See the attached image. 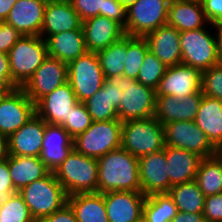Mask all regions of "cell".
Returning <instances> with one entry per match:
<instances>
[{
	"label": "cell",
	"instance_id": "obj_1",
	"mask_svg": "<svg viewBox=\"0 0 222 222\" xmlns=\"http://www.w3.org/2000/svg\"><path fill=\"white\" fill-rule=\"evenodd\" d=\"M97 192H141L138 157L123 148L109 151L97 159Z\"/></svg>",
	"mask_w": 222,
	"mask_h": 222
},
{
	"label": "cell",
	"instance_id": "obj_2",
	"mask_svg": "<svg viewBox=\"0 0 222 222\" xmlns=\"http://www.w3.org/2000/svg\"><path fill=\"white\" fill-rule=\"evenodd\" d=\"M53 173L67 196L97 192V158L85 156L73 149Z\"/></svg>",
	"mask_w": 222,
	"mask_h": 222
},
{
	"label": "cell",
	"instance_id": "obj_3",
	"mask_svg": "<svg viewBox=\"0 0 222 222\" xmlns=\"http://www.w3.org/2000/svg\"><path fill=\"white\" fill-rule=\"evenodd\" d=\"M164 125L154 116L122 122L121 148L135 157L163 150Z\"/></svg>",
	"mask_w": 222,
	"mask_h": 222
},
{
	"label": "cell",
	"instance_id": "obj_4",
	"mask_svg": "<svg viewBox=\"0 0 222 222\" xmlns=\"http://www.w3.org/2000/svg\"><path fill=\"white\" fill-rule=\"evenodd\" d=\"M181 64L201 72L220 63L213 24L180 32Z\"/></svg>",
	"mask_w": 222,
	"mask_h": 222
},
{
	"label": "cell",
	"instance_id": "obj_5",
	"mask_svg": "<svg viewBox=\"0 0 222 222\" xmlns=\"http://www.w3.org/2000/svg\"><path fill=\"white\" fill-rule=\"evenodd\" d=\"M34 220L49 216L67 203V194L53 172L18 191Z\"/></svg>",
	"mask_w": 222,
	"mask_h": 222
},
{
	"label": "cell",
	"instance_id": "obj_6",
	"mask_svg": "<svg viewBox=\"0 0 222 222\" xmlns=\"http://www.w3.org/2000/svg\"><path fill=\"white\" fill-rule=\"evenodd\" d=\"M12 82L21 88L48 57L45 39L23 36L8 52Z\"/></svg>",
	"mask_w": 222,
	"mask_h": 222
},
{
	"label": "cell",
	"instance_id": "obj_7",
	"mask_svg": "<svg viewBox=\"0 0 222 222\" xmlns=\"http://www.w3.org/2000/svg\"><path fill=\"white\" fill-rule=\"evenodd\" d=\"M114 86L123 90L118 117L121 122L154 116L156 91L126 76L111 78Z\"/></svg>",
	"mask_w": 222,
	"mask_h": 222
},
{
	"label": "cell",
	"instance_id": "obj_8",
	"mask_svg": "<svg viewBox=\"0 0 222 222\" xmlns=\"http://www.w3.org/2000/svg\"><path fill=\"white\" fill-rule=\"evenodd\" d=\"M122 122L93 121L85 132L73 138V148L85 156L99 158L121 147Z\"/></svg>",
	"mask_w": 222,
	"mask_h": 222
},
{
	"label": "cell",
	"instance_id": "obj_9",
	"mask_svg": "<svg viewBox=\"0 0 222 222\" xmlns=\"http://www.w3.org/2000/svg\"><path fill=\"white\" fill-rule=\"evenodd\" d=\"M68 79L77 101L85 102L102 88L105 77L96 52L87 51L67 64Z\"/></svg>",
	"mask_w": 222,
	"mask_h": 222
},
{
	"label": "cell",
	"instance_id": "obj_10",
	"mask_svg": "<svg viewBox=\"0 0 222 222\" xmlns=\"http://www.w3.org/2000/svg\"><path fill=\"white\" fill-rule=\"evenodd\" d=\"M169 2L170 0H137L127 8L125 35L144 37L167 24Z\"/></svg>",
	"mask_w": 222,
	"mask_h": 222
},
{
	"label": "cell",
	"instance_id": "obj_11",
	"mask_svg": "<svg viewBox=\"0 0 222 222\" xmlns=\"http://www.w3.org/2000/svg\"><path fill=\"white\" fill-rule=\"evenodd\" d=\"M165 145L197 153L202 158L217 154V149L195 121H173L164 124Z\"/></svg>",
	"mask_w": 222,
	"mask_h": 222
},
{
	"label": "cell",
	"instance_id": "obj_12",
	"mask_svg": "<svg viewBox=\"0 0 222 222\" xmlns=\"http://www.w3.org/2000/svg\"><path fill=\"white\" fill-rule=\"evenodd\" d=\"M67 79V63L48 56L21 89L36 104L42 97L65 84Z\"/></svg>",
	"mask_w": 222,
	"mask_h": 222
},
{
	"label": "cell",
	"instance_id": "obj_13",
	"mask_svg": "<svg viewBox=\"0 0 222 222\" xmlns=\"http://www.w3.org/2000/svg\"><path fill=\"white\" fill-rule=\"evenodd\" d=\"M156 96L173 95L178 99L202 91V72L192 66H168L155 90Z\"/></svg>",
	"mask_w": 222,
	"mask_h": 222
},
{
	"label": "cell",
	"instance_id": "obj_14",
	"mask_svg": "<svg viewBox=\"0 0 222 222\" xmlns=\"http://www.w3.org/2000/svg\"><path fill=\"white\" fill-rule=\"evenodd\" d=\"M35 113V103L21 88H15L0 99V134L9 138Z\"/></svg>",
	"mask_w": 222,
	"mask_h": 222
},
{
	"label": "cell",
	"instance_id": "obj_15",
	"mask_svg": "<svg viewBox=\"0 0 222 222\" xmlns=\"http://www.w3.org/2000/svg\"><path fill=\"white\" fill-rule=\"evenodd\" d=\"M141 192L145 195L168 193L171 189L166 168L165 147L163 150L138 158Z\"/></svg>",
	"mask_w": 222,
	"mask_h": 222
},
{
	"label": "cell",
	"instance_id": "obj_16",
	"mask_svg": "<svg viewBox=\"0 0 222 222\" xmlns=\"http://www.w3.org/2000/svg\"><path fill=\"white\" fill-rule=\"evenodd\" d=\"M76 95L71 85L66 82L51 93L42 97L35 104V112L46 123L63 126L70 114L71 108L77 103Z\"/></svg>",
	"mask_w": 222,
	"mask_h": 222
},
{
	"label": "cell",
	"instance_id": "obj_17",
	"mask_svg": "<svg viewBox=\"0 0 222 222\" xmlns=\"http://www.w3.org/2000/svg\"><path fill=\"white\" fill-rule=\"evenodd\" d=\"M203 92L178 99L173 95L156 96L154 117L163 125L173 121H195Z\"/></svg>",
	"mask_w": 222,
	"mask_h": 222
},
{
	"label": "cell",
	"instance_id": "obj_18",
	"mask_svg": "<svg viewBox=\"0 0 222 222\" xmlns=\"http://www.w3.org/2000/svg\"><path fill=\"white\" fill-rule=\"evenodd\" d=\"M103 196L109 222H136L143 215L142 192L111 191Z\"/></svg>",
	"mask_w": 222,
	"mask_h": 222
},
{
	"label": "cell",
	"instance_id": "obj_19",
	"mask_svg": "<svg viewBox=\"0 0 222 222\" xmlns=\"http://www.w3.org/2000/svg\"><path fill=\"white\" fill-rule=\"evenodd\" d=\"M73 149V138L61 125L46 123L39 158L51 172Z\"/></svg>",
	"mask_w": 222,
	"mask_h": 222
},
{
	"label": "cell",
	"instance_id": "obj_20",
	"mask_svg": "<svg viewBox=\"0 0 222 222\" xmlns=\"http://www.w3.org/2000/svg\"><path fill=\"white\" fill-rule=\"evenodd\" d=\"M46 4L44 0H17L5 22L23 36H40Z\"/></svg>",
	"mask_w": 222,
	"mask_h": 222
},
{
	"label": "cell",
	"instance_id": "obj_21",
	"mask_svg": "<svg viewBox=\"0 0 222 222\" xmlns=\"http://www.w3.org/2000/svg\"><path fill=\"white\" fill-rule=\"evenodd\" d=\"M46 122L36 113L8 138L9 155L39 157Z\"/></svg>",
	"mask_w": 222,
	"mask_h": 222
},
{
	"label": "cell",
	"instance_id": "obj_22",
	"mask_svg": "<svg viewBox=\"0 0 222 222\" xmlns=\"http://www.w3.org/2000/svg\"><path fill=\"white\" fill-rule=\"evenodd\" d=\"M88 51L98 52L125 36L124 28L116 21L98 15L82 22Z\"/></svg>",
	"mask_w": 222,
	"mask_h": 222
},
{
	"label": "cell",
	"instance_id": "obj_23",
	"mask_svg": "<svg viewBox=\"0 0 222 222\" xmlns=\"http://www.w3.org/2000/svg\"><path fill=\"white\" fill-rule=\"evenodd\" d=\"M149 51L167 67L181 64L180 31L168 24L144 36Z\"/></svg>",
	"mask_w": 222,
	"mask_h": 222
},
{
	"label": "cell",
	"instance_id": "obj_24",
	"mask_svg": "<svg viewBox=\"0 0 222 222\" xmlns=\"http://www.w3.org/2000/svg\"><path fill=\"white\" fill-rule=\"evenodd\" d=\"M83 29L78 13L71 1L50 2L46 4L44 21L40 36L45 39L53 34Z\"/></svg>",
	"mask_w": 222,
	"mask_h": 222
},
{
	"label": "cell",
	"instance_id": "obj_25",
	"mask_svg": "<svg viewBox=\"0 0 222 222\" xmlns=\"http://www.w3.org/2000/svg\"><path fill=\"white\" fill-rule=\"evenodd\" d=\"M123 90L114 86L111 79H105L102 88L83 102L92 121H110L119 119L118 111Z\"/></svg>",
	"mask_w": 222,
	"mask_h": 222
},
{
	"label": "cell",
	"instance_id": "obj_26",
	"mask_svg": "<svg viewBox=\"0 0 222 222\" xmlns=\"http://www.w3.org/2000/svg\"><path fill=\"white\" fill-rule=\"evenodd\" d=\"M167 24L183 32L204 28L210 23L200 0H170Z\"/></svg>",
	"mask_w": 222,
	"mask_h": 222
},
{
	"label": "cell",
	"instance_id": "obj_27",
	"mask_svg": "<svg viewBox=\"0 0 222 222\" xmlns=\"http://www.w3.org/2000/svg\"><path fill=\"white\" fill-rule=\"evenodd\" d=\"M166 168L171 186L195 180L201 160L197 153L165 145Z\"/></svg>",
	"mask_w": 222,
	"mask_h": 222
},
{
	"label": "cell",
	"instance_id": "obj_28",
	"mask_svg": "<svg viewBox=\"0 0 222 222\" xmlns=\"http://www.w3.org/2000/svg\"><path fill=\"white\" fill-rule=\"evenodd\" d=\"M45 42L47 55L67 64L88 51L83 29L53 34L46 37Z\"/></svg>",
	"mask_w": 222,
	"mask_h": 222
},
{
	"label": "cell",
	"instance_id": "obj_29",
	"mask_svg": "<svg viewBox=\"0 0 222 222\" xmlns=\"http://www.w3.org/2000/svg\"><path fill=\"white\" fill-rule=\"evenodd\" d=\"M195 122L218 150L222 145V101L203 94Z\"/></svg>",
	"mask_w": 222,
	"mask_h": 222
},
{
	"label": "cell",
	"instance_id": "obj_30",
	"mask_svg": "<svg viewBox=\"0 0 222 222\" xmlns=\"http://www.w3.org/2000/svg\"><path fill=\"white\" fill-rule=\"evenodd\" d=\"M8 168L14 189L18 192L24 186L46 177L51 171L39 157L9 155Z\"/></svg>",
	"mask_w": 222,
	"mask_h": 222
},
{
	"label": "cell",
	"instance_id": "obj_31",
	"mask_svg": "<svg viewBox=\"0 0 222 222\" xmlns=\"http://www.w3.org/2000/svg\"><path fill=\"white\" fill-rule=\"evenodd\" d=\"M77 222H109L103 193H79L68 196Z\"/></svg>",
	"mask_w": 222,
	"mask_h": 222
},
{
	"label": "cell",
	"instance_id": "obj_32",
	"mask_svg": "<svg viewBox=\"0 0 222 222\" xmlns=\"http://www.w3.org/2000/svg\"><path fill=\"white\" fill-rule=\"evenodd\" d=\"M195 181L205 197L222 193V157L218 153L201 160Z\"/></svg>",
	"mask_w": 222,
	"mask_h": 222
},
{
	"label": "cell",
	"instance_id": "obj_33",
	"mask_svg": "<svg viewBox=\"0 0 222 222\" xmlns=\"http://www.w3.org/2000/svg\"><path fill=\"white\" fill-rule=\"evenodd\" d=\"M168 193L179 212L203 213L205 195L195 180L174 185Z\"/></svg>",
	"mask_w": 222,
	"mask_h": 222
},
{
	"label": "cell",
	"instance_id": "obj_34",
	"mask_svg": "<svg viewBox=\"0 0 222 222\" xmlns=\"http://www.w3.org/2000/svg\"><path fill=\"white\" fill-rule=\"evenodd\" d=\"M105 79L124 76L125 54H127V35L107 48L96 52Z\"/></svg>",
	"mask_w": 222,
	"mask_h": 222
},
{
	"label": "cell",
	"instance_id": "obj_35",
	"mask_svg": "<svg viewBox=\"0 0 222 222\" xmlns=\"http://www.w3.org/2000/svg\"><path fill=\"white\" fill-rule=\"evenodd\" d=\"M178 210L169 193H155L146 196L143 216L149 222H171Z\"/></svg>",
	"mask_w": 222,
	"mask_h": 222
},
{
	"label": "cell",
	"instance_id": "obj_36",
	"mask_svg": "<svg viewBox=\"0 0 222 222\" xmlns=\"http://www.w3.org/2000/svg\"><path fill=\"white\" fill-rule=\"evenodd\" d=\"M149 51L145 37L127 35V54H125L124 76L134 80L138 77L144 56Z\"/></svg>",
	"mask_w": 222,
	"mask_h": 222
},
{
	"label": "cell",
	"instance_id": "obj_37",
	"mask_svg": "<svg viewBox=\"0 0 222 222\" xmlns=\"http://www.w3.org/2000/svg\"><path fill=\"white\" fill-rule=\"evenodd\" d=\"M0 222H35L27 204L17 192L0 203Z\"/></svg>",
	"mask_w": 222,
	"mask_h": 222
},
{
	"label": "cell",
	"instance_id": "obj_38",
	"mask_svg": "<svg viewBox=\"0 0 222 222\" xmlns=\"http://www.w3.org/2000/svg\"><path fill=\"white\" fill-rule=\"evenodd\" d=\"M167 66L162 63L153 53L148 51L138 72L137 81L144 86L157 89L159 81L165 74Z\"/></svg>",
	"mask_w": 222,
	"mask_h": 222
},
{
	"label": "cell",
	"instance_id": "obj_39",
	"mask_svg": "<svg viewBox=\"0 0 222 222\" xmlns=\"http://www.w3.org/2000/svg\"><path fill=\"white\" fill-rule=\"evenodd\" d=\"M92 119L84 103L77 102L70 111L66 123L62 126L72 138L86 131Z\"/></svg>",
	"mask_w": 222,
	"mask_h": 222
},
{
	"label": "cell",
	"instance_id": "obj_40",
	"mask_svg": "<svg viewBox=\"0 0 222 222\" xmlns=\"http://www.w3.org/2000/svg\"><path fill=\"white\" fill-rule=\"evenodd\" d=\"M202 92L208 97L222 101V64L202 72Z\"/></svg>",
	"mask_w": 222,
	"mask_h": 222
},
{
	"label": "cell",
	"instance_id": "obj_41",
	"mask_svg": "<svg viewBox=\"0 0 222 222\" xmlns=\"http://www.w3.org/2000/svg\"><path fill=\"white\" fill-rule=\"evenodd\" d=\"M73 9L78 13L81 21L104 16L105 0H70Z\"/></svg>",
	"mask_w": 222,
	"mask_h": 222
},
{
	"label": "cell",
	"instance_id": "obj_42",
	"mask_svg": "<svg viewBox=\"0 0 222 222\" xmlns=\"http://www.w3.org/2000/svg\"><path fill=\"white\" fill-rule=\"evenodd\" d=\"M203 215L206 222H222V193L205 197Z\"/></svg>",
	"mask_w": 222,
	"mask_h": 222
},
{
	"label": "cell",
	"instance_id": "obj_43",
	"mask_svg": "<svg viewBox=\"0 0 222 222\" xmlns=\"http://www.w3.org/2000/svg\"><path fill=\"white\" fill-rule=\"evenodd\" d=\"M23 35L16 30L12 25H9L5 21L0 22V52L6 53L15 45V43Z\"/></svg>",
	"mask_w": 222,
	"mask_h": 222
},
{
	"label": "cell",
	"instance_id": "obj_44",
	"mask_svg": "<svg viewBox=\"0 0 222 222\" xmlns=\"http://www.w3.org/2000/svg\"><path fill=\"white\" fill-rule=\"evenodd\" d=\"M104 17L116 21L125 28L127 21V9L118 0H105Z\"/></svg>",
	"mask_w": 222,
	"mask_h": 222
},
{
	"label": "cell",
	"instance_id": "obj_45",
	"mask_svg": "<svg viewBox=\"0 0 222 222\" xmlns=\"http://www.w3.org/2000/svg\"><path fill=\"white\" fill-rule=\"evenodd\" d=\"M17 193L14 189L8 168V159L0 162V203L5 202L12 194Z\"/></svg>",
	"mask_w": 222,
	"mask_h": 222
},
{
	"label": "cell",
	"instance_id": "obj_46",
	"mask_svg": "<svg viewBox=\"0 0 222 222\" xmlns=\"http://www.w3.org/2000/svg\"><path fill=\"white\" fill-rule=\"evenodd\" d=\"M200 2L210 24L222 21V0H200Z\"/></svg>",
	"mask_w": 222,
	"mask_h": 222
},
{
	"label": "cell",
	"instance_id": "obj_47",
	"mask_svg": "<svg viewBox=\"0 0 222 222\" xmlns=\"http://www.w3.org/2000/svg\"><path fill=\"white\" fill-rule=\"evenodd\" d=\"M35 222H77L75 213L71 206L66 203L61 209L53 214L39 218Z\"/></svg>",
	"mask_w": 222,
	"mask_h": 222
},
{
	"label": "cell",
	"instance_id": "obj_48",
	"mask_svg": "<svg viewBox=\"0 0 222 222\" xmlns=\"http://www.w3.org/2000/svg\"><path fill=\"white\" fill-rule=\"evenodd\" d=\"M0 84H3L10 92L16 88V86L12 82L9 56L8 54L1 52H0Z\"/></svg>",
	"mask_w": 222,
	"mask_h": 222
},
{
	"label": "cell",
	"instance_id": "obj_49",
	"mask_svg": "<svg viewBox=\"0 0 222 222\" xmlns=\"http://www.w3.org/2000/svg\"><path fill=\"white\" fill-rule=\"evenodd\" d=\"M171 222H206L203 213L177 212Z\"/></svg>",
	"mask_w": 222,
	"mask_h": 222
},
{
	"label": "cell",
	"instance_id": "obj_50",
	"mask_svg": "<svg viewBox=\"0 0 222 222\" xmlns=\"http://www.w3.org/2000/svg\"><path fill=\"white\" fill-rule=\"evenodd\" d=\"M16 2L17 0H0V22L6 20L10 10Z\"/></svg>",
	"mask_w": 222,
	"mask_h": 222
},
{
	"label": "cell",
	"instance_id": "obj_51",
	"mask_svg": "<svg viewBox=\"0 0 222 222\" xmlns=\"http://www.w3.org/2000/svg\"><path fill=\"white\" fill-rule=\"evenodd\" d=\"M213 28L216 35L219 61L222 64V21H218L213 24Z\"/></svg>",
	"mask_w": 222,
	"mask_h": 222
},
{
	"label": "cell",
	"instance_id": "obj_52",
	"mask_svg": "<svg viewBox=\"0 0 222 222\" xmlns=\"http://www.w3.org/2000/svg\"><path fill=\"white\" fill-rule=\"evenodd\" d=\"M9 157L8 138L0 134V162L7 160Z\"/></svg>",
	"mask_w": 222,
	"mask_h": 222
},
{
	"label": "cell",
	"instance_id": "obj_53",
	"mask_svg": "<svg viewBox=\"0 0 222 222\" xmlns=\"http://www.w3.org/2000/svg\"><path fill=\"white\" fill-rule=\"evenodd\" d=\"M9 92L3 84H0V99L4 98Z\"/></svg>",
	"mask_w": 222,
	"mask_h": 222
},
{
	"label": "cell",
	"instance_id": "obj_54",
	"mask_svg": "<svg viewBox=\"0 0 222 222\" xmlns=\"http://www.w3.org/2000/svg\"><path fill=\"white\" fill-rule=\"evenodd\" d=\"M119 2H121L125 8H129L131 5H133L137 0H118Z\"/></svg>",
	"mask_w": 222,
	"mask_h": 222
},
{
	"label": "cell",
	"instance_id": "obj_55",
	"mask_svg": "<svg viewBox=\"0 0 222 222\" xmlns=\"http://www.w3.org/2000/svg\"><path fill=\"white\" fill-rule=\"evenodd\" d=\"M136 222H149L143 215Z\"/></svg>",
	"mask_w": 222,
	"mask_h": 222
},
{
	"label": "cell",
	"instance_id": "obj_56",
	"mask_svg": "<svg viewBox=\"0 0 222 222\" xmlns=\"http://www.w3.org/2000/svg\"><path fill=\"white\" fill-rule=\"evenodd\" d=\"M46 3L50 2H61V1H68V0H44Z\"/></svg>",
	"mask_w": 222,
	"mask_h": 222
},
{
	"label": "cell",
	"instance_id": "obj_57",
	"mask_svg": "<svg viewBox=\"0 0 222 222\" xmlns=\"http://www.w3.org/2000/svg\"><path fill=\"white\" fill-rule=\"evenodd\" d=\"M217 153L222 157V145H221L220 148L217 150Z\"/></svg>",
	"mask_w": 222,
	"mask_h": 222
}]
</instances>
